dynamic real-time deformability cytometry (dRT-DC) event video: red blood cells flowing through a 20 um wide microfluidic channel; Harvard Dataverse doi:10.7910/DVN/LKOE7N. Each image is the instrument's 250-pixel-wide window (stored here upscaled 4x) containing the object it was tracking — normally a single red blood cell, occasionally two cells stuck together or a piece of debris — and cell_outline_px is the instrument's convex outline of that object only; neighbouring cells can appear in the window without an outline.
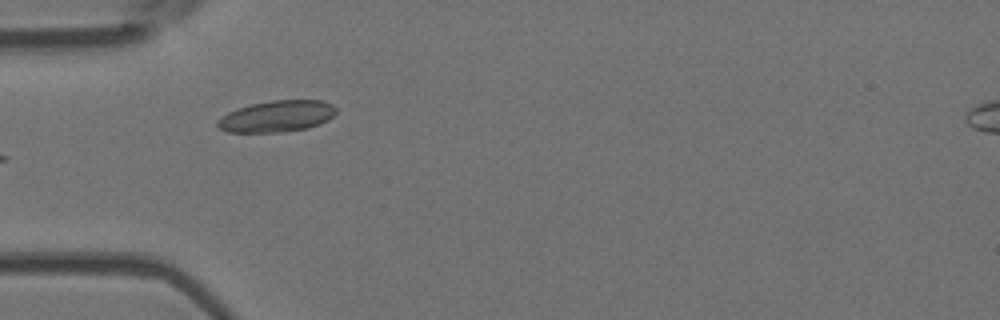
{"species": "Egyptian fruit bat (a non-hibernating species)", "species_latin": "Rousettus aegyptiacus", "temperature_condition": "room temperature", "stored_images_in_passage": 10, "camera_frame_rate_fps": 3000, "um_per_image_px": 0.085, "animal": {"sex": "female"}, "frame": {"image": 1, "passage_image": 6, "time_ms": 1.667, "image_size_px": [1000, 320], "cell_outline_px": [[336, 112], [328, 120], [320, 124], [308, 128], [280, 132], [228, 132], [220, 128], [216, 124], [216, 120], [228, 112], [236, 108], [252, 104], [272, 100], [324, 100], [332, 104], [336, 108]], "centroid_in_image_um": [23.54, 9.88], "position_along_channel_um": 61.5, "area_um2": 21.79}}
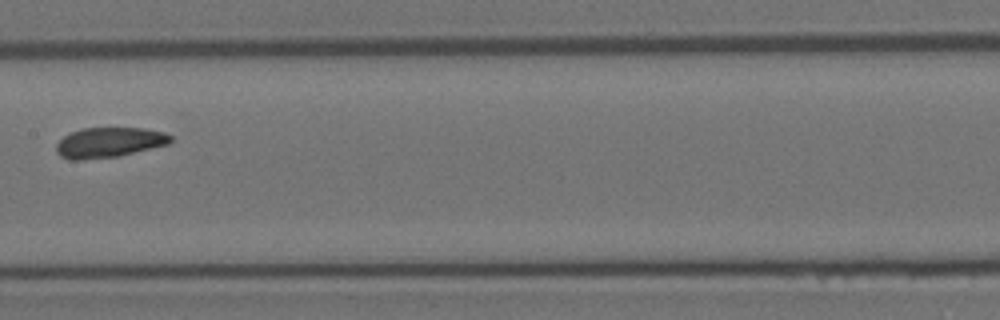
{"frame": {"image": 2, "passage_image": 9, "time_ms": 2.667, "image_size_px": [1000, 320], "cell_outline_px": [[172, 140], [168, 144], [120, 156], [84, 160], [68, 160], [60, 156], [56, 152], [56, 144], [64, 136], [72, 132], [84, 128], [144, 128], [164, 132], [172, 136]], "centroid_in_image_um": [9.26, 12.12], "position_along_channel_um": 198.1, "area_um2": 20.17}}
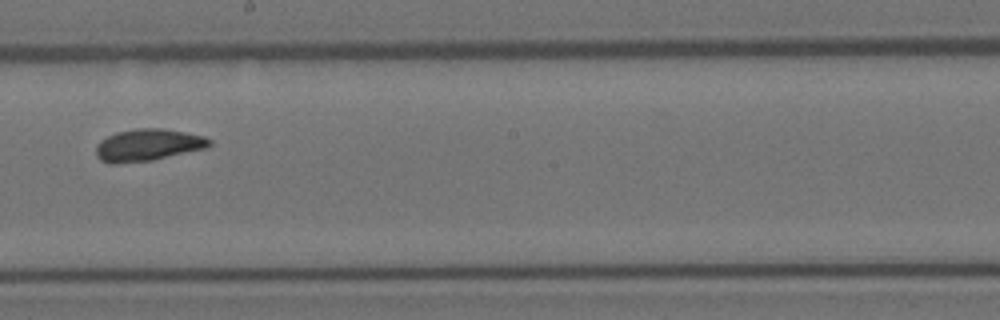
{"frame": {"image": 3, "passage_image": 10, "time_ms": 3.0, "image_size_px": [1000, 320], "cell_outline_px": [[212, 144], [208, 148], [152, 160], [116, 164], [108, 164], [100, 160], [96, 156], [96, 144], [100, 140], [116, 132], [136, 128], [160, 128], [184, 132], [204, 136], [212, 140]], "centroid_in_image_um": [12.56, 12.33], "position_along_channel_um": 235.6, "area_um2": 21.39}}